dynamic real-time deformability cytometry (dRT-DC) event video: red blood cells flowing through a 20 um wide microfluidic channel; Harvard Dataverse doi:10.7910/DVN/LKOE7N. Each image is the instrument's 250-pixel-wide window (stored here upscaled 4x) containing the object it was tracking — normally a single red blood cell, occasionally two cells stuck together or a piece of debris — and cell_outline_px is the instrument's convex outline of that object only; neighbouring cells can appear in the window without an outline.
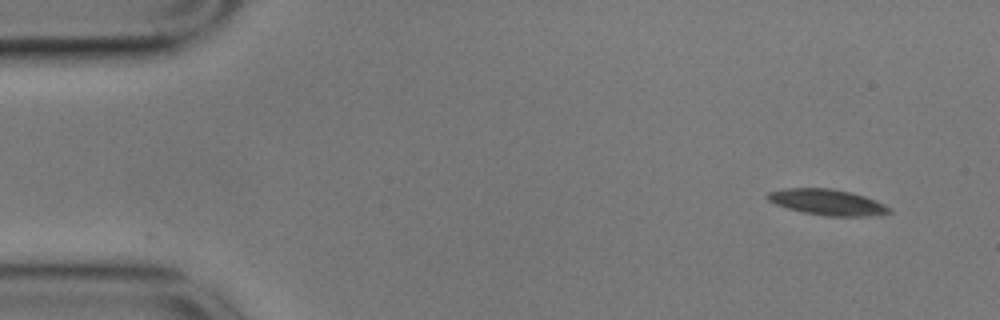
{"species": "common noctule bat (a hibernating species)", "species_latin": "Nyctalus noctula", "temperature_condition": "cold", "stored_images_in_passage": 53, "camera_frame_rate_fps": 3000, "um_per_image_px": 0.085, "animal": {"sex": "male", "body_mass_g": 17.9}, "frame": {"image": 1, "passage_image": 1, "time_ms": 0.0, "image_size_px": [1000, 320], "cell_outline_px": [[892, 212], [880, 216], [828, 216], [804, 212], [788, 208], [776, 204], [768, 200], [764, 196], [768, 192], [784, 188], [832, 188], [852, 192], [876, 200], [892, 208]], "centroid_in_image_um": [70.37, 17.18], "position_along_channel_um": 14.6, "area_um2": 18.55}}
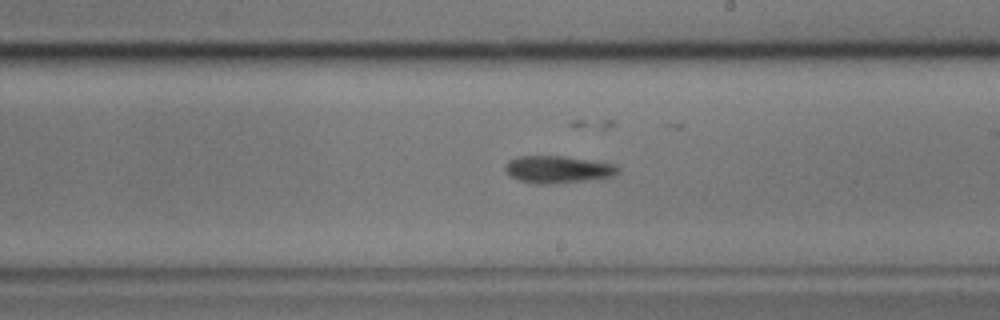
{"frame": {"image": 2, "passage_image": 29, "time_ms": 9.333, "image_size_px": [1000, 320], "cell_outline_px": [[620, 172], [612, 176], [584, 180], [548, 184], [536, 184], [516, 180], [504, 168], [504, 164], [508, 160], [516, 156], [564, 156], [616, 164], [620, 168]], "centroid_in_image_um": [47.39, 14.39], "position_along_channel_um": 241.6, "area_um2": 17.92}}
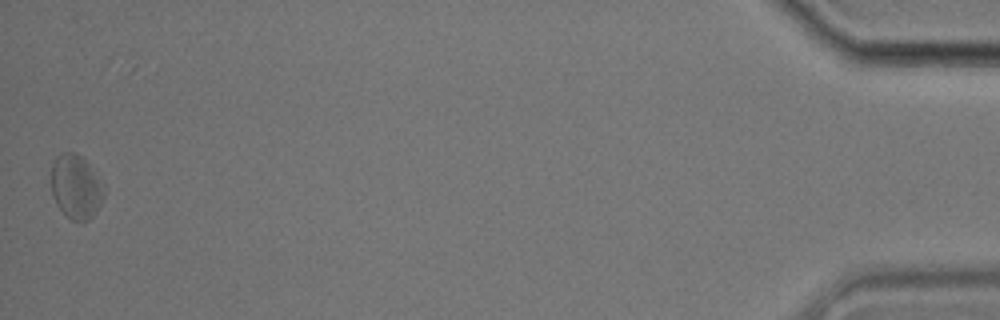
{"frame": {"image": 3, "passage_image": 53, "time_ms": 17.333, "image_size_px": [1000, 320], "cell_outline_px": [[104, 196], [96, 212], [88, 220], [72, 220], [56, 204], [52, 196], [52, 164], [56, 156], [60, 152], [76, 152], [88, 164], [104, 192]], "centroid_in_image_um": [6.41, 15.87], "position_along_channel_um": 428.8, "area_um2": 19.07}, "authors_computed_cell_mechanics": {"area_um2": 18.1492, "velocity_mm_per_s": 3.5177, "shape_relaxation_time_tau1_ms": null, "shape_relaxation_time_tau2_ms": 5.8548, "deformation_change_tau1": null, "deformation_change_tau2": 0.1532}}